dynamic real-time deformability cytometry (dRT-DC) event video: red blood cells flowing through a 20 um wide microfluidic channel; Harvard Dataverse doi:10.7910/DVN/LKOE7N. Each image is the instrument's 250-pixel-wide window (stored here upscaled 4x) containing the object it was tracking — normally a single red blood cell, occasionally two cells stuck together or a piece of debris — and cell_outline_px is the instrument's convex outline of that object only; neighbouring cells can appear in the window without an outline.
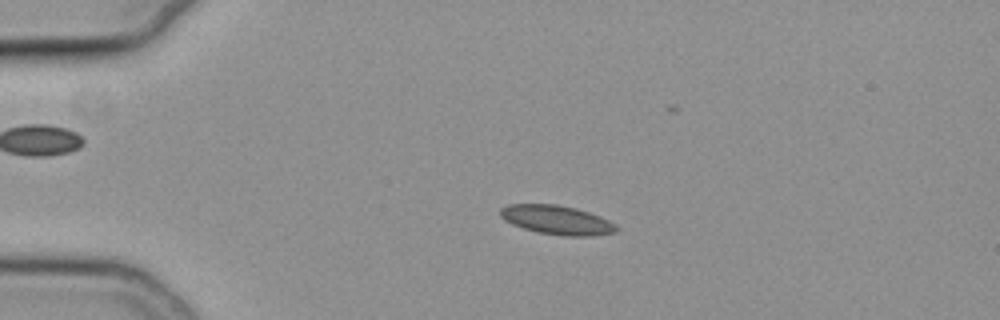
{"species": "common noctule bat (a hibernating species)", "species_latin": "Nyctalus noctula", "temperature_condition": "cold", "stored_images_in_passage": 47, "camera_frame_rate_fps": 3000, "um_per_image_px": 0.085, "animal": {"sex": "female", "body_mass_g": 19.3, "forearm_length_mm": 54.1}, "frame": {"image": 1, "passage_image": 5, "time_ms": 1.333, "image_size_px": [1000, 320], "cell_outline_px": [[620, 228], [616, 232], [592, 236], [564, 236], [540, 232], [524, 228], [512, 224], [504, 220], [500, 216], [500, 208], [508, 204], [556, 204], [576, 208], [600, 216], [616, 224]], "centroid_in_image_um": [47.35, 18.69], "position_along_channel_um": 37.6, "area_um2": 19.71}}
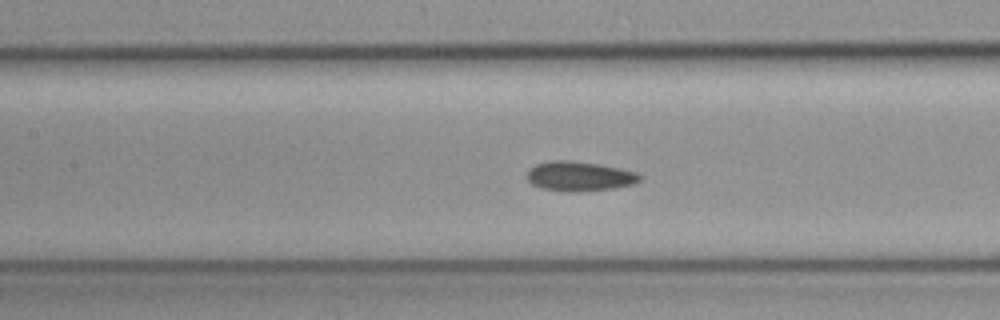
{"frame": {"image": 2, "passage_image": 18, "time_ms": 5.667, "image_size_px": [1000, 320], "cell_outline_px": [[640, 180], [632, 184], [612, 188], [584, 192], [564, 192], [540, 188], [532, 184], [528, 180], [528, 168], [536, 164], [548, 160], [572, 160], [600, 164], [620, 168], [636, 172], [640, 176]], "centroid_in_image_um": [49.21, 14.98], "position_along_channel_um": 158.2, "area_um2": 19.71}}
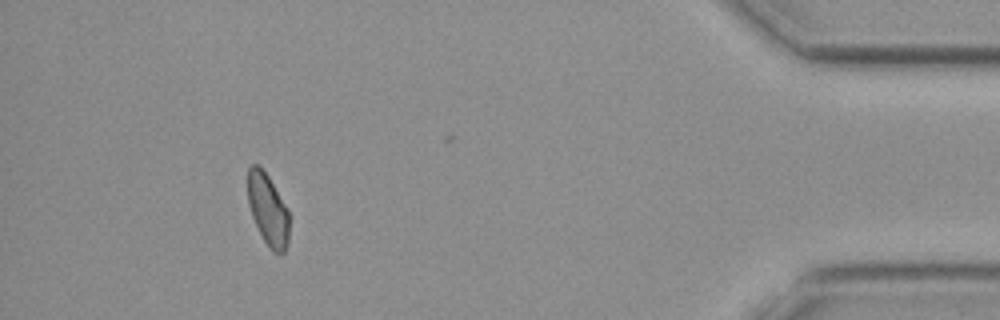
{"frame": {"image": 3, "passage_image": 43, "time_ms": 14.0, "image_size_px": [1000, 320], "cell_outline_px": [[288, 244], [284, 252], [280, 256], [272, 252], [264, 240], [252, 216], [248, 204], [248, 168], [252, 164], [256, 164], [268, 176], [288, 208]], "centroid_in_image_um": [22.78, 17.85], "position_along_channel_um": 412.4, "area_um2": 17.22}, "authors_computed_cell_mechanics": {"area_um2": 18.6116, "velocity_mm_per_s": 3.7738, "shape_relaxation_time_tau1_ms": null, "shape_relaxation_time_tau2_ms": 6.7546, "deformation_change_tau1": null, "deformation_change_tau2": 0.0765}}